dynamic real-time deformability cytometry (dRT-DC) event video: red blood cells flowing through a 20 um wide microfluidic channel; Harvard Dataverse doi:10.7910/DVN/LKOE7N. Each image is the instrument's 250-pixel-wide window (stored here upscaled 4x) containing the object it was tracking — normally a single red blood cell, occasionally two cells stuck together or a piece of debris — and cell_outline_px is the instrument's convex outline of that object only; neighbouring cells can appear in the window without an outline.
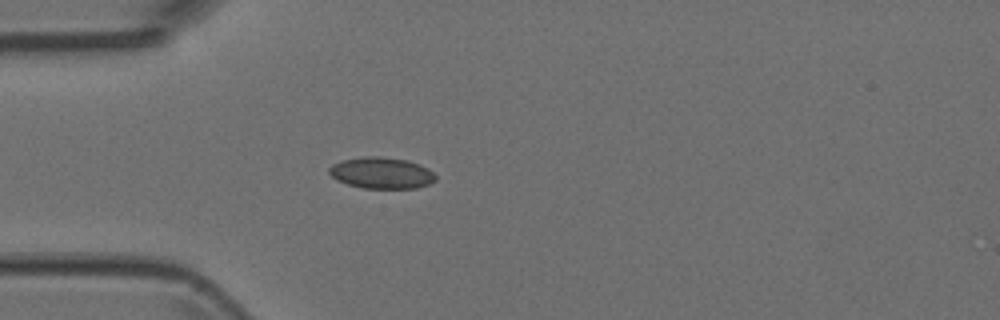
{"species": "Egyptian fruit bat (a non-hibernating species)", "species_latin": "Rousettus aegyptiacus", "temperature_condition": "room temperature", "stored_images_in_passage": 1, "camera_frame_rate_fps": 3000, "um_per_image_px": 0.085, "animal": {"sex": "female"}, "frame": {"image": 1, "passage_image": 1, "time_ms": 0.0, "image_size_px": [1000, 320], "cell_outline_px": [[436, 180], [428, 184], [416, 188], [364, 188], [348, 184], [336, 180], [328, 172], [328, 168], [332, 164], [344, 160], [364, 156], [380, 156], [408, 160], [420, 164], [428, 168], [436, 176]], "centroid_in_image_um": [32.43, 14.69], "position_along_channel_um": 52.6, "area_um2": 19.48}}